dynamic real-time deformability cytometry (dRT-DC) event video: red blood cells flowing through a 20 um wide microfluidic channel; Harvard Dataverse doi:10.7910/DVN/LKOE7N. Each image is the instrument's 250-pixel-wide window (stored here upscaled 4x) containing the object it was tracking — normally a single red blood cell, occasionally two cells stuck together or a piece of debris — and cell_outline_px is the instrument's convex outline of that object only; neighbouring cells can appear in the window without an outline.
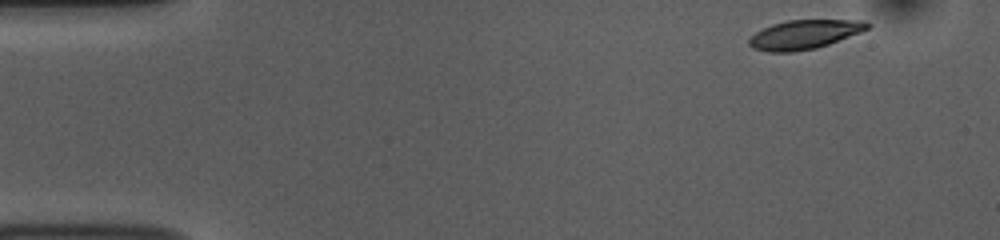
{"species": "common noctule bat (a hibernating species)", "species_latin": "Nyctalus noctula", "temperature_condition": "room temperature", "stored_images_in_passage": 24, "camera_frame_rate_fps": 3000, "um_per_image_px": 0.085, "animal": {"sex": "female", "body_mass_g": 10.0, "forearm_length_mm": 53.1}, "frame": {"image": 1, "passage_image": 1, "time_ms": 0.0, "image_size_px": [1000, 240], "cell_outline_px": [[872, 24], [868, 28], [860, 32], [828, 44], [816, 48], [792, 52], [768, 52], [752, 48], [748, 44], [748, 40], [756, 32], [772, 24], [788, 20], [864, 20]], "centroid_in_image_um": [68.35, 2.93], "position_along_channel_um": 16.6, "area_um2": 19.94}}
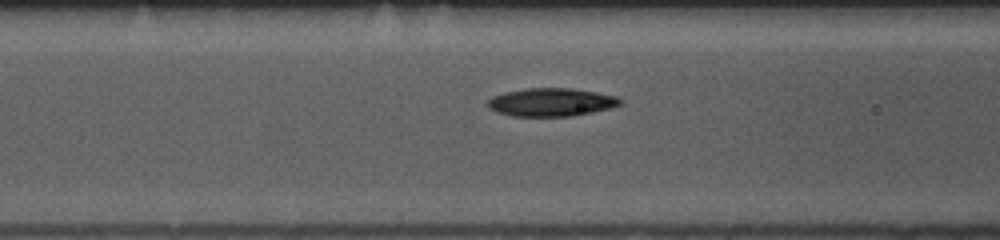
{"frame": {"image": 2, "passage_image": 17, "time_ms": 5.333, "image_size_px": [1000, 240], "cell_outline_px": [[624, 104], [612, 108], [572, 116], [512, 116], [496, 112], [488, 108], [488, 100], [492, 96], [504, 92], [528, 88], [572, 88], [596, 92], [616, 96], [624, 100]], "centroid_in_image_um": [46.89, 8.69], "position_along_channel_um": 119.7, "area_um2": 21.96}}
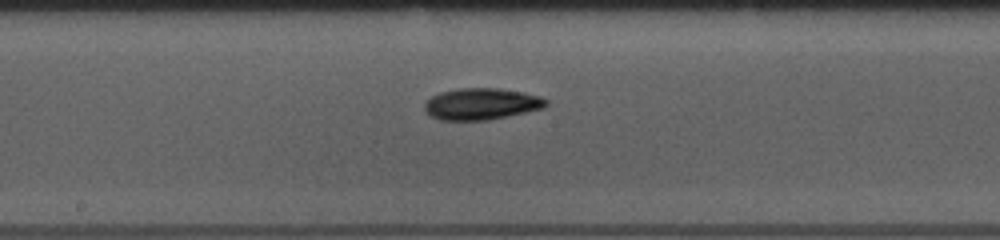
{"frame": {"image": 3, "passage_image": 24, "time_ms": 7.667, "image_size_px": [1000, 240], "cell_outline_px": [[548, 104], [544, 108], [488, 120], [440, 120], [432, 116], [424, 108], [424, 104], [432, 96], [440, 92], [456, 88], [500, 88], [524, 92], [540, 96], [548, 100]], "centroid_in_image_um": [40.95, 8.82], "position_along_channel_um": 207.3, "area_um2": 22.37}}